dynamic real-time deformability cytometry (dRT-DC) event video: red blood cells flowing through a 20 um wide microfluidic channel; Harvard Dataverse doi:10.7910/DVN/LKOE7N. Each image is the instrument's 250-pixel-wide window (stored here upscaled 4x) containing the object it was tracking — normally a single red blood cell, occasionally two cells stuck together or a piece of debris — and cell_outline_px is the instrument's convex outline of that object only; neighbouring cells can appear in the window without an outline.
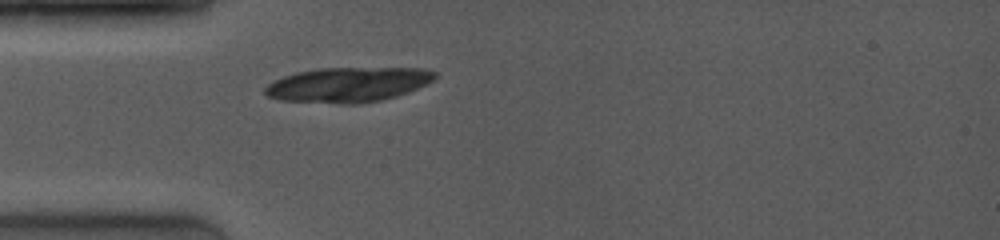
{"species": "common noctule bat (a hibernating species)", "species_latin": "Nyctalus noctula", "temperature_condition": "room temperature", "stored_images_in_passage": 1, "camera_frame_rate_fps": 4000, "um_per_image_px": 0.085, "animal": {"sex": "female", "body_mass_g": 19.0, "forearm_length_mm": 53.3}, "frame": {"image": 1, "passage_image": 1, "time_ms": 0.0, "image_size_px": [1000, 240], "cell_outline_px": [[436, 76], [432, 80], [408, 92], [396, 96], [380, 100], [360, 104], [340, 104], [280, 100], [268, 96], [264, 92], [264, 88], [268, 84], [284, 76], [296, 72], [320, 68], [420, 68], [436, 72]], "centroid_in_image_um": [29.55, 7.2], "position_along_channel_um": 55.5, "area_um2": 34.33}}